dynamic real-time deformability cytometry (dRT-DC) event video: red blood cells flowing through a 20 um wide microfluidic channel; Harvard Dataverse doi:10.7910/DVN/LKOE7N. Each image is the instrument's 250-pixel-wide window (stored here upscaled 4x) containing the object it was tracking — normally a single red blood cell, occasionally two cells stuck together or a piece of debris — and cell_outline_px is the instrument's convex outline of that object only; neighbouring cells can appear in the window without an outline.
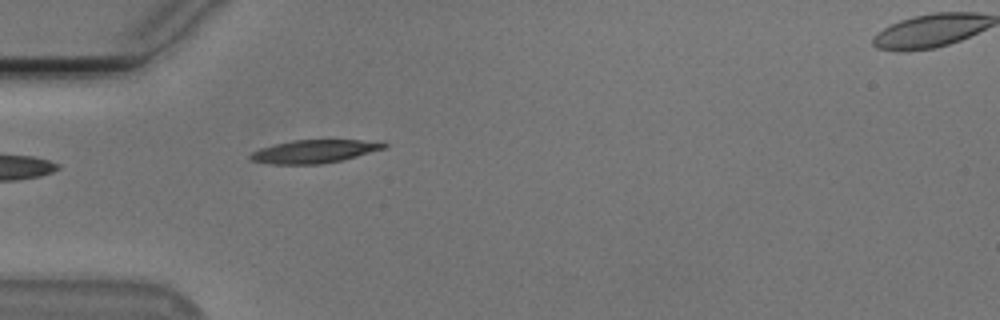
{"species": "Egyptian fruit bat (a non-hibernating species)", "species_latin": "Rousettus aegyptiacus", "temperature_condition": "cold", "stored_images_in_passage": 24, "camera_frame_rate_fps": 3000, "um_per_image_px": 0.085, "animal": {"sex": "male"}, "frame": {"image": 1, "passage_image": 1, "time_ms": 0.0, "image_size_px": [1000, 320], "cell_outline_px": [[388, 148], [340, 160], [320, 164], [272, 164], [252, 160], [248, 156], [252, 152], [260, 148], [292, 140], [384, 140], [388, 144]], "centroid_in_image_um": [26.8, 12.85], "position_along_channel_um": 58.2, "area_um2": 18.09}}
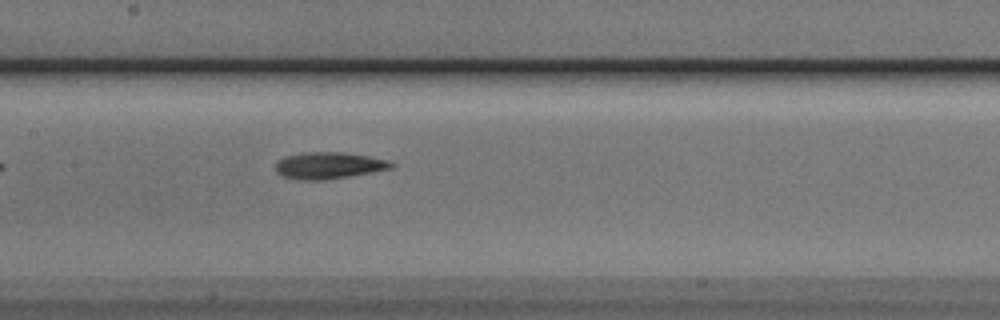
{"frame": {"image": 2, "passage_image": 11, "time_ms": 3.333, "image_size_px": [1000, 320], "cell_outline_px": [[396, 164], [392, 168], [372, 172], [348, 176], [320, 180], [296, 180], [284, 176], [276, 172], [276, 164], [284, 156], [300, 152], [344, 152], [368, 156], [388, 160]], "centroid_in_image_um": [27.94, 14.05], "position_along_channel_um": 179.5, "area_um2": 17.98}}
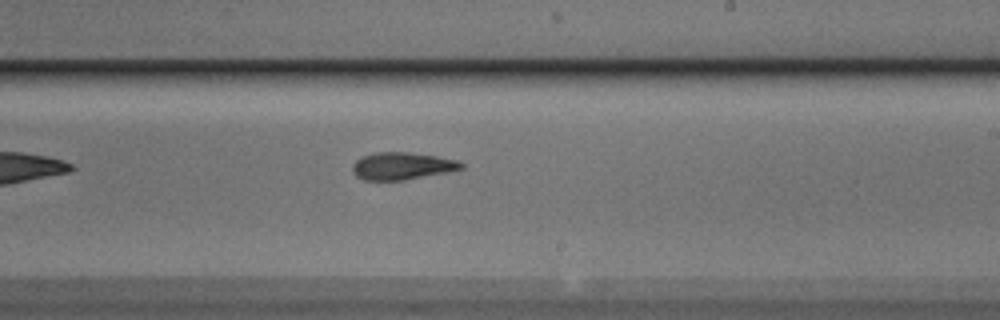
{"frame": {"image": 3, "passage_image": 17, "time_ms": 5.333, "image_size_px": [1000, 320], "cell_outline_px": [[464, 168], [448, 172], [404, 180], [364, 180], [356, 176], [352, 172], [352, 164], [360, 156], [376, 152], [408, 152], [436, 156], [460, 160], [464, 164]], "centroid_in_image_um": [34.17, 14.1], "position_along_channel_um": 254.8, "area_um2": 17.51}}